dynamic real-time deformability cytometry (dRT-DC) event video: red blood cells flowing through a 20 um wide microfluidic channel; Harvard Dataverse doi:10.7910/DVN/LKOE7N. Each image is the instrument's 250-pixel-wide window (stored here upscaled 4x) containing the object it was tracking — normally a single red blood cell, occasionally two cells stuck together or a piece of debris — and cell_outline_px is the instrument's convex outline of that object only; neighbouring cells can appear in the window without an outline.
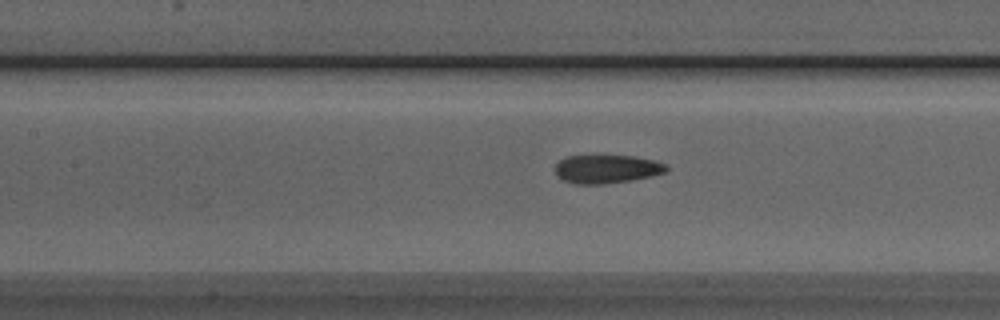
{"species": "Egyptian fruit bat (a non-hibernating species)", "species_latin": "Rousettus aegyptiacus", "temperature_condition": "room temperature", "stored_images_in_passage": 24, "camera_frame_rate_fps": 3000, "um_per_image_px": 0.085, "animal": {"sex": "male"}, "frame": {"image": 1, "passage_image": 15, "time_ms": 4.667, "image_size_px": [1000, 320], "cell_outline_px": [[668, 172], [652, 176], [632, 180], [604, 184], [576, 184], [564, 180], [556, 176], [556, 164], [564, 156], [600, 152], [636, 156], [656, 160], [664, 164], [668, 168]], "centroid_in_image_um": [51.56, 14.3], "position_along_channel_um": 155.8, "area_um2": 19.59}}
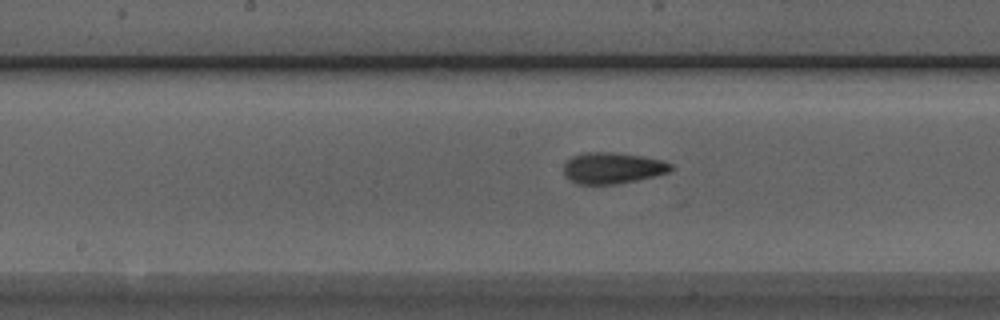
{"frame": {"image": 2, "passage_image": 18, "time_ms": 5.667, "image_size_px": [1000, 320], "cell_outline_px": [[676, 168], [668, 172], [620, 184], [576, 184], [564, 176], [564, 164], [572, 156], [584, 152], [616, 152], [644, 156], [664, 160], [672, 164]], "centroid_in_image_um": [52.08, 14.27], "position_along_channel_um": 196.1, "area_um2": 19.77}}
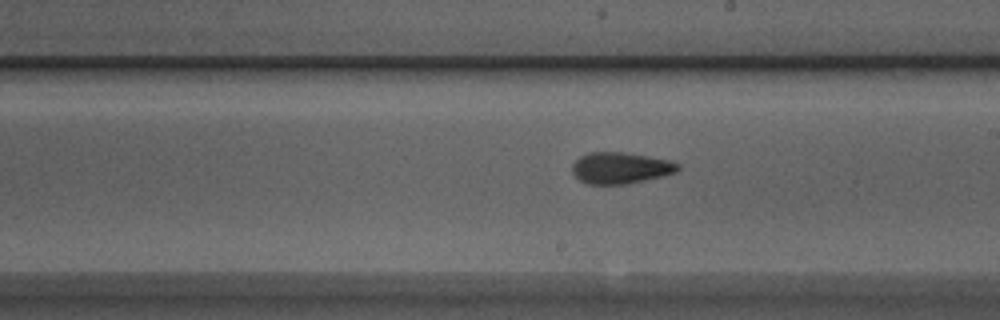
{"frame": {"image": 3, "passage_image": 21, "time_ms": 6.667, "image_size_px": [1000, 320], "cell_outline_px": [[680, 168], [676, 172], [628, 184], [584, 184], [572, 172], [572, 164], [580, 156], [588, 152], [620, 152], [648, 156], [668, 160], [680, 164]], "centroid_in_image_um": [52.71, 14.27], "position_along_channel_um": 236.3, "area_um2": 19.25}}